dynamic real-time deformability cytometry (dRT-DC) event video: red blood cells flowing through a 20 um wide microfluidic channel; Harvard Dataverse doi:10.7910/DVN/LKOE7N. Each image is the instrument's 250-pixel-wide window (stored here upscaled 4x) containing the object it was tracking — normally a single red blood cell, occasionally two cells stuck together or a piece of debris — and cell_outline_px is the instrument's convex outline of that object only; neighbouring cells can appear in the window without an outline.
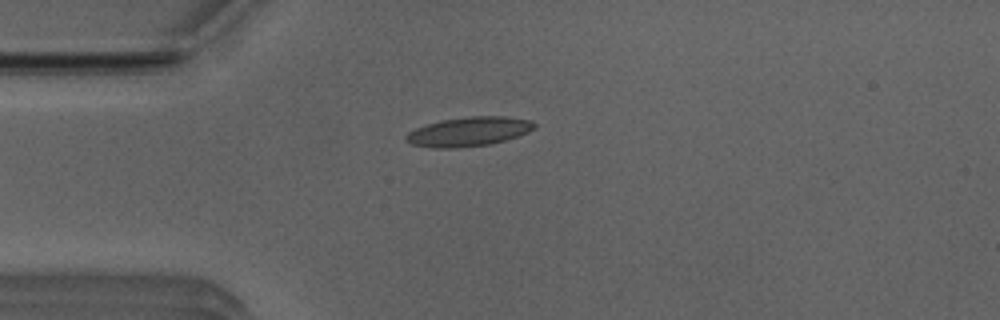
{"species": "Egyptian fruit bat (a non-hibernating species)", "species_latin": "Rousettus aegyptiacus", "temperature_condition": "room temperature", "stored_images_in_passage": 30, "camera_frame_rate_fps": 3000, "um_per_image_px": 0.085, "animal": {"sex": "male"}, "frame": {"image": 1, "passage_image": 2, "time_ms": 0.333, "image_size_px": [1000, 320], "cell_outline_px": [[536, 128], [528, 132], [492, 144], [456, 148], [432, 148], [412, 144], [404, 136], [408, 132], [416, 128], [440, 120], [468, 116], [504, 116], [528, 120], [536, 124]], "centroid_in_image_um": [39.84, 11.18], "position_along_channel_um": 45.2, "area_um2": 21.79}}
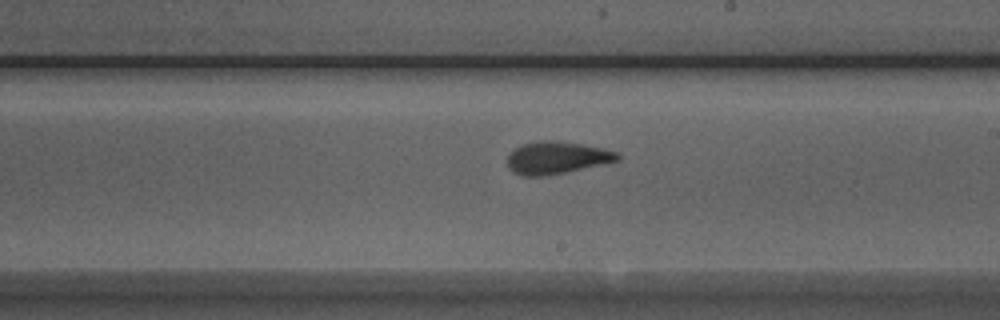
{"frame": {"image": 2, "passage_image": 18, "time_ms": 5.667, "image_size_px": [1000, 320], "cell_outline_px": [[620, 160], [564, 172], [544, 176], [524, 176], [512, 172], [508, 168], [508, 156], [516, 148], [524, 144], [540, 140], [556, 140], [584, 144], [604, 148], [616, 152], [620, 156]], "centroid_in_image_um": [47.32, 13.4], "position_along_channel_um": 241.7, "area_um2": 20.63}}
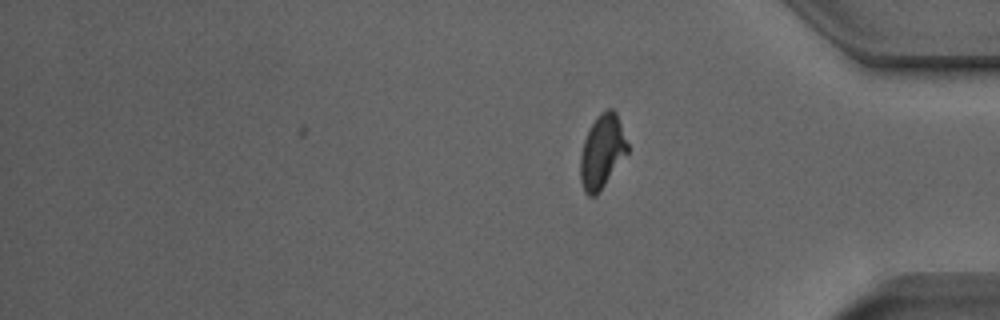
{"frame": {"image": 3, "passage_image": 30, "time_ms": 9.667, "image_size_px": [1000, 320], "cell_outline_px": [[628, 152], [596, 196], [588, 196], [584, 192], [580, 180], [580, 156], [584, 140], [596, 116], [600, 112], [608, 108], [612, 108], [616, 112], [628, 144]], "centroid_in_image_um": [51.16, 12.88], "position_along_channel_um": 384.0, "area_um2": 20.11}, "authors_computed_cell_mechanics": {"area_um2": 20.4034, "velocity_mm_per_s": 3.9753, "shape_relaxation_time_tau1_ms": 3.4921, "shape_relaxation_time_tau2_ms": 1.1741, "deformation_change_tau1": 0.1523, "deformation_change_tau2": 0.0888}}